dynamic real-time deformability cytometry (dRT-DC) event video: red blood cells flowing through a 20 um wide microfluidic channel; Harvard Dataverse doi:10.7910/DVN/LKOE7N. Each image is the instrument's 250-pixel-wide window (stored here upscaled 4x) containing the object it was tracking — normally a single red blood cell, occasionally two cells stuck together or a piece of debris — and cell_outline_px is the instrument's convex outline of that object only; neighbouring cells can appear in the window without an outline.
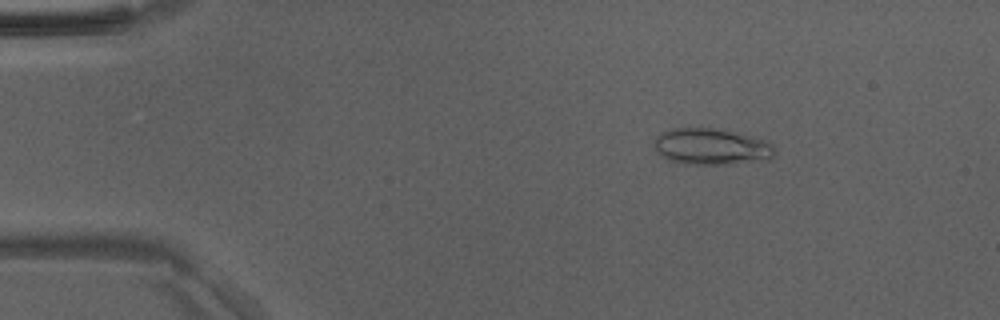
{"species": "Egyptian fruit bat (a non-hibernating species)", "species_latin": "Rousettus aegyptiacus", "temperature_condition": "room temperature", "stored_images_in_passage": 49, "camera_frame_rate_fps": 3000, "um_per_image_px": 0.085, "animal": {"sex": "male"}, "frame": {"image": 1, "passage_image": 8, "time_ms": 2.333, "image_size_px": [1000, 320], "cell_outline_px": [[776, 152], [768, 160], [736, 164], [680, 164], [668, 160], [656, 152], [652, 144], [656, 136], [672, 128], [700, 124], [760, 136], [772, 144], [776, 148]], "centroid_in_image_um": [60.49, 12.41], "position_along_channel_um": 24.5, "area_um2": 27.17}}
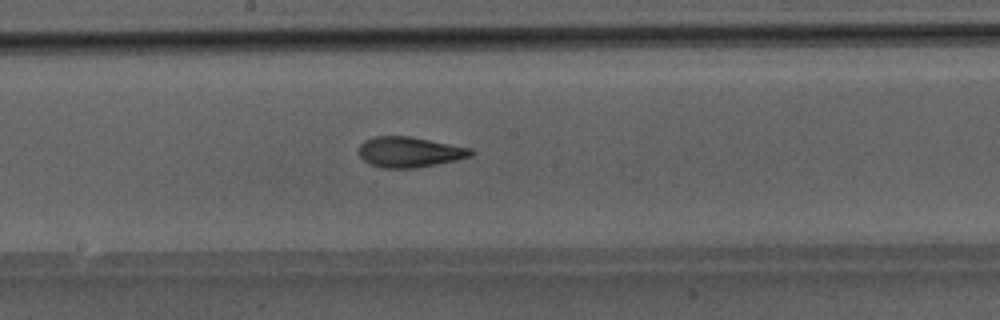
{"frame": {"image": 2, "passage_image": 27, "time_ms": 8.667, "image_size_px": [1000, 320], "cell_outline_px": [[476, 152], [472, 156], [456, 160], [416, 168], [384, 168], [368, 164], [360, 156], [360, 144], [364, 140], [376, 136], [412, 136], [472, 148]], "centroid_in_image_um": [34.84, 12.92], "position_along_channel_um": 213.4, "area_um2": 20.06}}
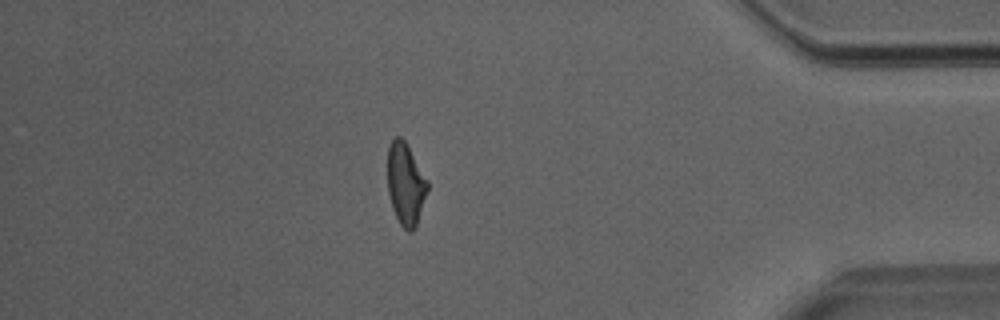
{"frame": {"image": 3, "passage_image": 43, "time_ms": 14.0, "image_size_px": [1000, 320], "cell_outline_px": [[428, 188], [416, 228], [412, 232], [408, 232], [400, 224], [392, 208], [388, 192], [388, 148], [392, 140], [396, 136], [400, 136], [404, 140], [428, 180]], "centroid_in_image_um": [34.48, 15.67], "position_along_channel_um": 400.7, "area_um2": 19.02}}